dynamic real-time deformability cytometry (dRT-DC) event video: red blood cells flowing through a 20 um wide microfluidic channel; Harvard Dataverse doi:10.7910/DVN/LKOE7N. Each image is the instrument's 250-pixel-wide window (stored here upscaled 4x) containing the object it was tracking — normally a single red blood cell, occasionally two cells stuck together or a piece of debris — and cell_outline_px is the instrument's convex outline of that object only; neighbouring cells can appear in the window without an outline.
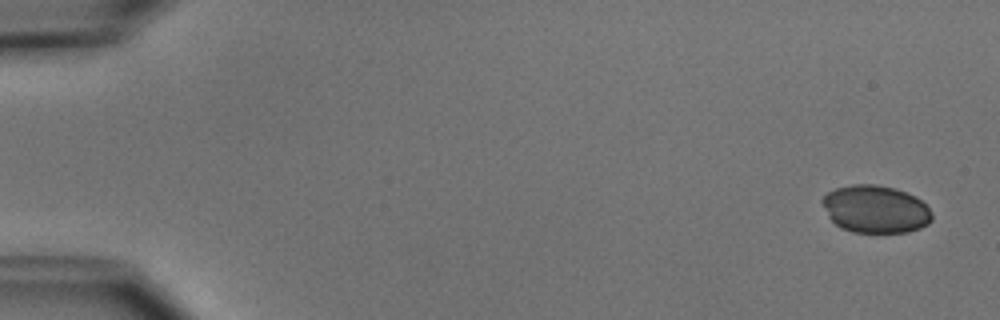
{"species": "common noctule bat (a hibernating species)", "species_latin": "Nyctalus noctula", "temperature_condition": "cold", "stored_images_in_passage": 5, "camera_frame_rate_fps": 3000, "um_per_image_px": 0.085, "animal": {"sex": "male", "body_mass_g": 15.6}, "frame": {"image": 1, "passage_image": 1, "time_ms": 0.0, "image_size_px": [1000, 320], "cell_outline_px": [[932, 220], [928, 224], [920, 228], [908, 232], [852, 232], [840, 228], [828, 216], [820, 200], [828, 192], [836, 188], [852, 184], [876, 184], [892, 188], [916, 196], [932, 212]], "centroid_in_image_um": [74.4, 17.78], "position_along_channel_um": 10.6, "area_um2": 30.4}}
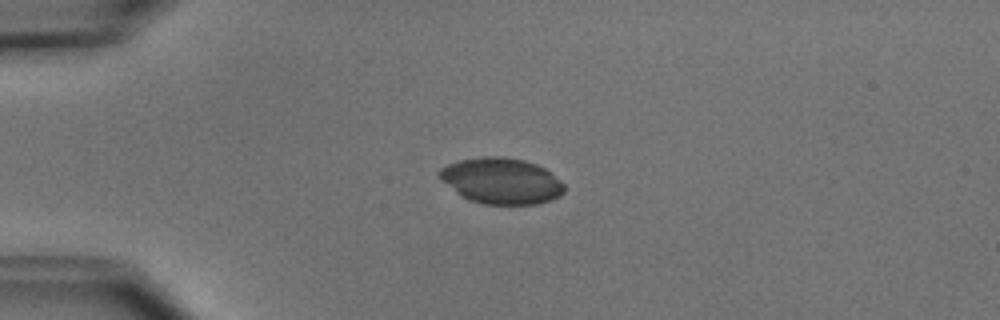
{"frame": {"image": 2, "passage_image": 4, "time_ms": 3.667, "image_size_px": [1000, 320], "cell_outline_px": [[564, 192], [560, 196], [536, 204], [484, 204], [468, 200], [460, 196], [440, 180], [436, 176], [436, 172], [440, 168], [448, 164], [460, 160], [480, 156], [500, 156], [524, 160], [536, 164], [544, 168], [560, 180], [564, 184]], "centroid_in_image_um": [42.55, 15.37], "position_along_channel_um": 42.4, "area_um2": 33.7}}